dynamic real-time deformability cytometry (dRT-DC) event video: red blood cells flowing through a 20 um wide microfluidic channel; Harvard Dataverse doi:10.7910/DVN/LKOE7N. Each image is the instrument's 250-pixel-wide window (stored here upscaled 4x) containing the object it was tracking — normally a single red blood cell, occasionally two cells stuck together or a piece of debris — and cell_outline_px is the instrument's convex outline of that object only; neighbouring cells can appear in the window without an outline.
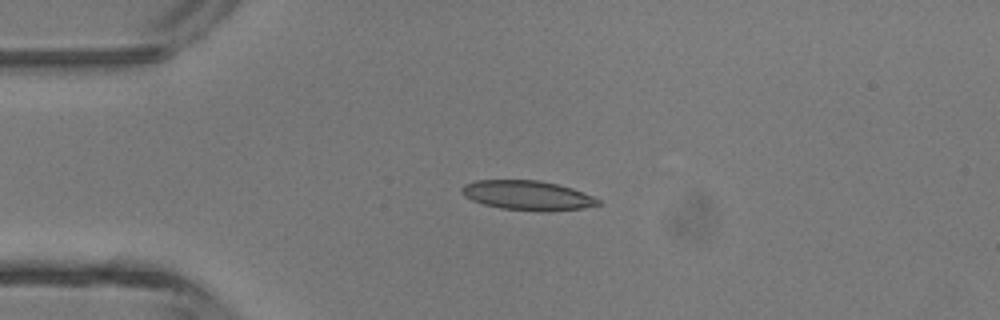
{"species": "common noctule bat (a hibernating species)", "species_latin": "Nyctalus noctula", "temperature_condition": "room temperature", "stored_images_in_passage": 5, "camera_frame_rate_fps": 3000, "um_per_image_px": 0.085, "animal": {"sex": "male", "body_mass_g": 13.3}, "frame": {"image": 1, "passage_image": 3, "time_ms": 3.333, "image_size_px": [1000, 320], "cell_outline_px": [[604, 204], [584, 208], [544, 212], [500, 208], [484, 204], [472, 200], [464, 196], [460, 188], [464, 184], [476, 180], [540, 180], [572, 188], [592, 196], [600, 200]], "centroid_in_image_um": [44.85, 16.61], "position_along_channel_um": 40.1, "area_um2": 23.58}}
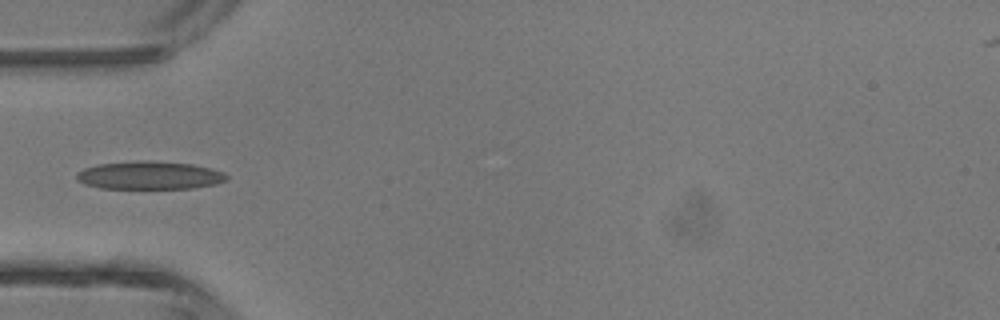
{"frame": {"image": 2, "passage_image": 4, "time_ms": 4.667, "image_size_px": [1000, 320], "cell_outline_px": [[228, 180], [216, 184], [192, 188], [100, 188], [84, 184], [76, 180], [76, 172], [84, 168], [100, 164], [192, 164], [212, 168], [224, 172], [228, 176]], "centroid_in_image_um": [12.74, 14.97], "position_along_channel_um": 72.3, "area_um2": 23.24}}
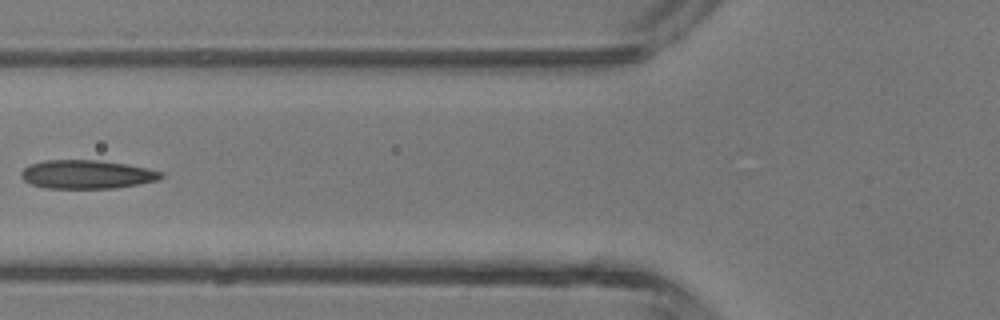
{"frame": {"image": 3, "passage_image": 5, "time_ms": 5.667, "image_size_px": [1000, 320], "cell_outline_px": [[164, 176], [156, 180], [136, 184], [112, 188], [44, 188], [32, 184], [24, 180], [20, 176], [20, 172], [28, 164], [44, 160], [96, 160], [128, 164], [148, 168], [164, 172]], "centroid_in_image_um": [7.35, 14.81], "position_along_channel_um": 118.5, "area_um2": 23.35}}